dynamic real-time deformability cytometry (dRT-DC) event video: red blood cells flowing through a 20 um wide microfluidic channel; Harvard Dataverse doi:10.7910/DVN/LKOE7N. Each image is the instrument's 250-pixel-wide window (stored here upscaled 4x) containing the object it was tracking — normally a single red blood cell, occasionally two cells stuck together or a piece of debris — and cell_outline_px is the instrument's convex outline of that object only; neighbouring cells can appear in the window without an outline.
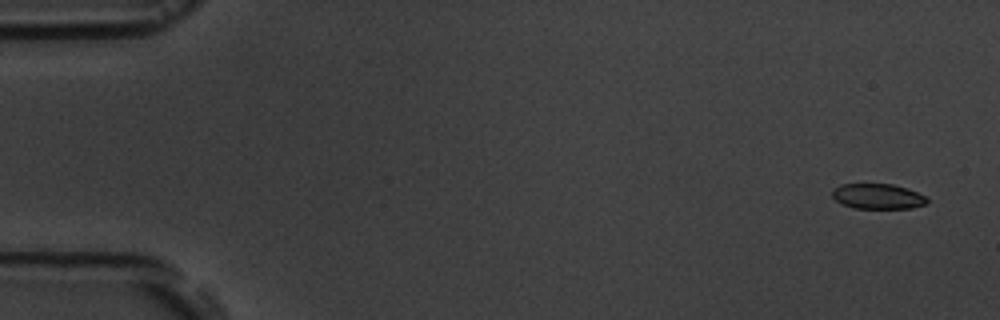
{"species": "common noctule bat (a hibernating species)", "species_latin": "Nyctalus noctula", "temperature_condition": "room temperature", "stored_images_in_passage": 5, "camera_frame_rate_fps": 3000, "um_per_image_px": 0.085, "animal": {"sex": "male", "body_mass_g": 19.5, "forearm_length_mm": 54.6}, "frame": {"image": 1, "passage_image": 1, "time_ms": 0.0, "image_size_px": [1000, 320], "cell_outline_px": [[928, 204], [912, 208], [852, 208], [836, 200], [832, 196], [832, 188], [840, 184], [892, 184], [908, 188], [924, 196], [928, 200]], "centroid_in_image_um": [74.61, 16.68], "position_along_channel_um": 10.4, "area_um2": 13.99}}
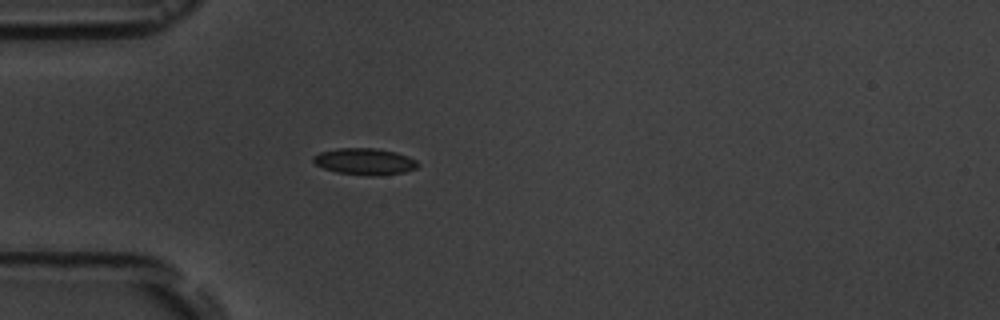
{"frame": {"image": 2, "passage_image": 5, "time_ms": 4.667, "image_size_px": [1000, 320], "cell_outline_px": [[420, 164], [416, 168], [404, 172], [380, 176], [364, 176], [336, 172], [324, 168], [316, 164], [312, 160], [312, 156], [320, 152], [336, 148], [376, 148], [396, 152], [408, 156], [416, 160]], "centroid_in_image_um": [31.01, 13.73], "position_along_channel_um": 54.0, "area_um2": 16.42}}